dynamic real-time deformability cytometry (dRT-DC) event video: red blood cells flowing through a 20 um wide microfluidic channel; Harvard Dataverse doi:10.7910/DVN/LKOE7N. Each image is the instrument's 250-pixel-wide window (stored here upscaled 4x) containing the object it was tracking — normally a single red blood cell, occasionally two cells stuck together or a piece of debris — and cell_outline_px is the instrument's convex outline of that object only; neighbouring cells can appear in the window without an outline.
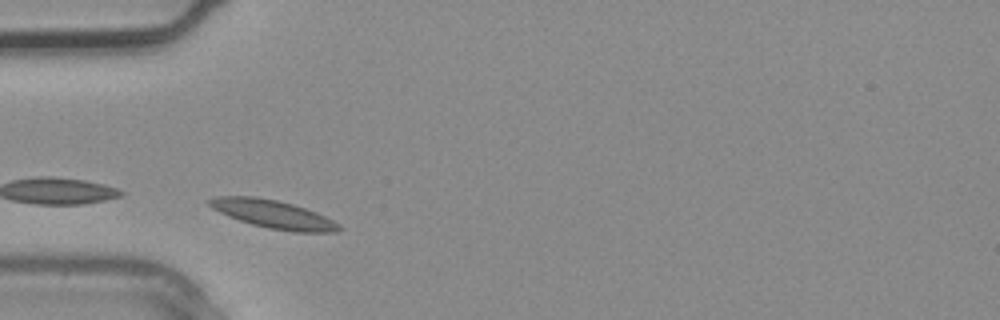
{"species": "common noctule bat (a hibernating species)", "species_latin": "Nyctalus noctula", "temperature_condition": "warm", "stored_images_in_passage": 5, "camera_frame_rate_fps": 3000, "um_per_image_px": 0.085, "animal": {"sex": "male", "body_mass_g": 20.4}, "frame": {"image": 1, "passage_image": 4, "time_ms": 1.0, "image_size_px": [1000, 320], "cell_outline_px": [[344, 228], [336, 232], [292, 232], [268, 228], [252, 224], [228, 216], [212, 208], [204, 200], [216, 196], [252, 196], [276, 200], [292, 204], [316, 212], [340, 224]], "centroid_in_image_um": [23.21, 18.21], "position_along_channel_um": 61.8, "area_um2": 21.27}}